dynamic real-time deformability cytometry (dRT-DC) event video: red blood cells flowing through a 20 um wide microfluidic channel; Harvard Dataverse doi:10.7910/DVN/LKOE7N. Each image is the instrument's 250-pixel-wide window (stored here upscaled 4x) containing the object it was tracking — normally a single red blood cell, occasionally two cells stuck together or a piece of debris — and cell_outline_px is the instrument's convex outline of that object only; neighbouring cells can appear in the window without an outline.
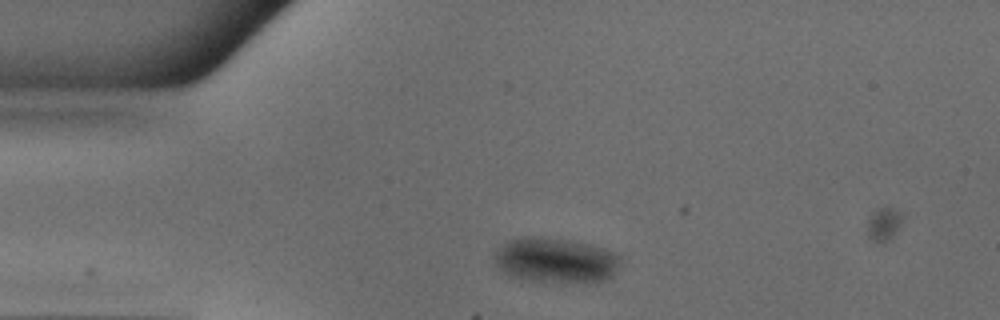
{"species": "common noctule bat (a hibernating species)", "species_latin": "Nyctalus noctula", "temperature_condition": "warm", "stored_images_in_passage": 41, "camera_frame_rate_fps": 3000, "um_per_image_px": 0.085, "animal": {"sex": "male", "body_mass_g": 18.8}, "frame": {"image": 1, "passage_image": 5, "time_ms": 1.333, "image_size_px": [1000, 320], "cell_outline_px": [[620, 260], [612, 276], [604, 280], [584, 284], [564, 284], [524, 280], [512, 276], [504, 272], [496, 264], [492, 256], [496, 248], [508, 240], [524, 236], [540, 236], [572, 240], [588, 244], [612, 252]], "centroid_in_image_um": [47.16, 22.15], "position_along_channel_um": 37.8, "area_um2": 33.76}}
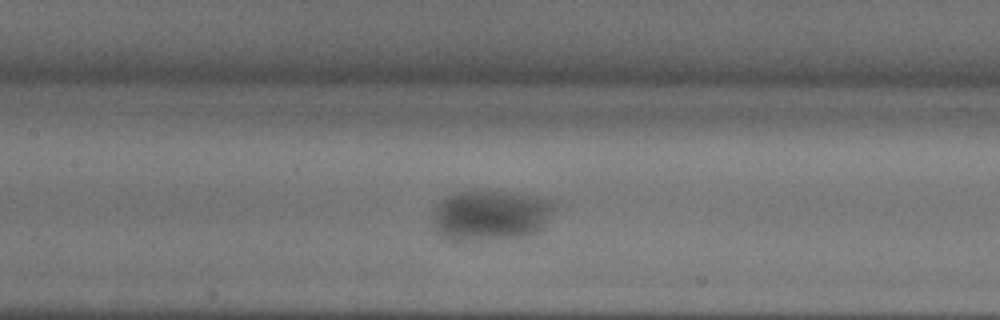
{"frame": {"image": 2, "passage_image": 17, "time_ms": 5.333, "image_size_px": [1000, 320], "cell_outline_px": [[556, 204], [552, 212], [544, 224], [536, 232], [528, 236], [476, 240], [452, 240], [440, 236], [436, 232], [432, 220], [432, 208], [448, 196], [460, 192], [500, 192], [528, 196], [548, 200]], "centroid_in_image_um": [41.62, 18.33], "position_along_channel_um": 165.8, "area_um2": 35.08}}
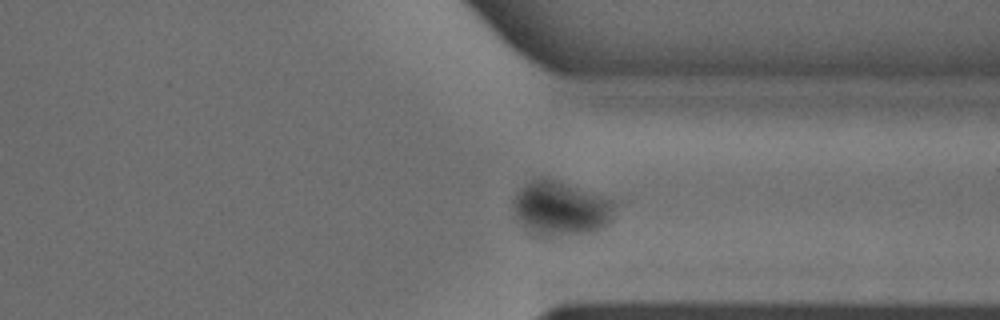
{"frame": {"image": 3, "passage_image": 32, "time_ms": 10.333, "image_size_px": [1000, 320], "cell_outline_px": [[616, 204], [612, 216], [600, 228], [588, 232], [528, 232], [520, 224], [512, 204], [512, 200], [516, 192], [524, 184], [540, 176], [548, 176], [612, 200]], "centroid_in_image_um": [47.6, 17.61], "position_along_channel_um": 363.8, "area_um2": 31.1}}